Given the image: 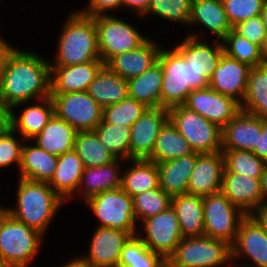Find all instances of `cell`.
<instances>
[{
  "mask_svg": "<svg viewBox=\"0 0 267 267\" xmlns=\"http://www.w3.org/2000/svg\"><path fill=\"white\" fill-rule=\"evenodd\" d=\"M0 96L14 111L32 99L51 96V66L37 53L16 49L10 56L0 84Z\"/></svg>",
  "mask_w": 267,
  "mask_h": 267,
  "instance_id": "obj_1",
  "label": "cell"
},
{
  "mask_svg": "<svg viewBox=\"0 0 267 267\" xmlns=\"http://www.w3.org/2000/svg\"><path fill=\"white\" fill-rule=\"evenodd\" d=\"M17 205L7 208V213L25 225L45 234L63 200L48 182L19 178Z\"/></svg>",
  "mask_w": 267,
  "mask_h": 267,
  "instance_id": "obj_2",
  "label": "cell"
},
{
  "mask_svg": "<svg viewBox=\"0 0 267 267\" xmlns=\"http://www.w3.org/2000/svg\"><path fill=\"white\" fill-rule=\"evenodd\" d=\"M59 36L56 59L50 66H70L90 61H102L98 47L97 27L94 17L70 13Z\"/></svg>",
  "mask_w": 267,
  "mask_h": 267,
  "instance_id": "obj_3",
  "label": "cell"
},
{
  "mask_svg": "<svg viewBox=\"0 0 267 267\" xmlns=\"http://www.w3.org/2000/svg\"><path fill=\"white\" fill-rule=\"evenodd\" d=\"M162 67L161 107L183 105L193 90L209 87V80L193 68L173 48H161L158 60Z\"/></svg>",
  "mask_w": 267,
  "mask_h": 267,
  "instance_id": "obj_4",
  "label": "cell"
},
{
  "mask_svg": "<svg viewBox=\"0 0 267 267\" xmlns=\"http://www.w3.org/2000/svg\"><path fill=\"white\" fill-rule=\"evenodd\" d=\"M43 237L6 212L0 219V263L28 267L37 256Z\"/></svg>",
  "mask_w": 267,
  "mask_h": 267,
  "instance_id": "obj_5",
  "label": "cell"
},
{
  "mask_svg": "<svg viewBox=\"0 0 267 267\" xmlns=\"http://www.w3.org/2000/svg\"><path fill=\"white\" fill-rule=\"evenodd\" d=\"M169 120L197 153H215L222 149V129L184 105L168 108Z\"/></svg>",
  "mask_w": 267,
  "mask_h": 267,
  "instance_id": "obj_6",
  "label": "cell"
},
{
  "mask_svg": "<svg viewBox=\"0 0 267 267\" xmlns=\"http://www.w3.org/2000/svg\"><path fill=\"white\" fill-rule=\"evenodd\" d=\"M86 204L99 220V227H107L137 235L133 198L122 188L104 191L88 200Z\"/></svg>",
  "mask_w": 267,
  "mask_h": 267,
  "instance_id": "obj_7",
  "label": "cell"
},
{
  "mask_svg": "<svg viewBox=\"0 0 267 267\" xmlns=\"http://www.w3.org/2000/svg\"><path fill=\"white\" fill-rule=\"evenodd\" d=\"M172 260L180 267H219L230 265L231 245L208 236L183 237ZM230 263V264H229Z\"/></svg>",
  "mask_w": 267,
  "mask_h": 267,
  "instance_id": "obj_8",
  "label": "cell"
},
{
  "mask_svg": "<svg viewBox=\"0 0 267 267\" xmlns=\"http://www.w3.org/2000/svg\"><path fill=\"white\" fill-rule=\"evenodd\" d=\"M220 191L203 197L204 235L232 245L241 221L246 217Z\"/></svg>",
  "mask_w": 267,
  "mask_h": 267,
  "instance_id": "obj_9",
  "label": "cell"
},
{
  "mask_svg": "<svg viewBox=\"0 0 267 267\" xmlns=\"http://www.w3.org/2000/svg\"><path fill=\"white\" fill-rule=\"evenodd\" d=\"M94 19L100 58L105 64L115 55L132 51L147 39L132 24L119 17L106 14Z\"/></svg>",
  "mask_w": 267,
  "mask_h": 267,
  "instance_id": "obj_10",
  "label": "cell"
},
{
  "mask_svg": "<svg viewBox=\"0 0 267 267\" xmlns=\"http://www.w3.org/2000/svg\"><path fill=\"white\" fill-rule=\"evenodd\" d=\"M54 114L77 131H93L103 120V108L86 92L51 94Z\"/></svg>",
  "mask_w": 267,
  "mask_h": 267,
  "instance_id": "obj_11",
  "label": "cell"
},
{
  "mask_svg": "<svg viewBox=\"0 0 267 267\" xmlns=\"http://www.w3.org/2000/svg\"><path fill=\"white\" fill-rule=\"evenodd\" d=\"M142 230L137 235L148 249L164 257H171L183 239L175 210L170 206L163 212L141 222Z\"/></svg>",
  "mask_w": 267,
  "mask_h": 267,
  "instance_id": "obj_12",
  "label": "cell"
},
{
  "mask_svg": "<svg viewBox=\"0 0 267 267\" xmlns=\"http://www.w3.org/2000/svg\"><path fill=\"white\" fill-rule=\"evenodd\" d=\"M197 112L206 120L223 129L241 110V104L235 99L219 94L210 87L193 90L183 104Z\"/></svg>",
  "mask_w": 267,
  "mask_h": 267,
  "instance_id": "obj_13",
  "label": "cell"
},
{
  "mask_svg": "<svg viewBox=\"0 0 267 267\" xmlns=\"http://www.w3.org/2000/svg\"><path fill=\"white\" fill-rule=\"evenodd\" d=\"M169 120L168 109L148 108L130 127V160H149L160 130Z\"/></svg>",
  "mask_w": 267,
  "mask_h": 267,
  "instance_id": "obj_14",
  "label": "cell"
},
{
  "mask_svg": "<svg viewBox=\"0 0 267 267\" xmlns=\"http://www.w3.org/2000/svg\"><path fill=\"white\" fill-rule=\"evenodd\" d=\"M131 236L126 231L98 226L90 241L89 254L78 258L86 267H118L121 251Z\"/></svg>",
  "mask_w": 267,
  "mask_h": 267,
  "instance_id": "obj_15",
  "label": "cell"
},
{
  "mask_svg": "<svg viewBox=\"0 0 267 267\" xmlns=\"http://www.w3.org/2000/svg\"><path fill=\"white\" fill-rule=\"evenodd\" d=\"M241 255L251 259L253 267H267V233L251 215L241 221L236 239L231 245V261L238 257L240 259Z\"/></svg>",
  "mask_w": 267,
  "mask_h": 267,
  "instance_id": "obj_16",
  "label": "cell"
},
{
  "mask_svg": "<svg viewBox=\"0 0 267 267\" xmlns=\"http://www.w3.org/2000/svg\"><path fill=\"white\" fill-rule=\"evenodd\" d=\"M224 168L222 151L199 154L190 176L187 194L204 197L220 192Z\"/></svg>",
  "mask_w": 267,
  "mask_h": 267,
  "instance_id": "obj_17",
  "label": "cell"
},
{
  "mask_svg": "<svg viewBox=\"0 0 267 267\" xmlns=\"http://www.w3.org/2000/svg\"><path fill=\"white\" fill-rule=\"evenodd\" d=\"M263 130V118L240 110L222 129L221 150L254 152Z\"/></svg>",
  "mask_w": 267,
  "mask_h": 267,
  "instance_id": "obj_18",
  "label": "cell"
},
{
  "mask_svg": "<svg viewBox=\"0 0 267 267\" xmlns=\"http://www.w3.org/2000/svg\"><path fill=\"white\" fill-rule=\"evenodd\" d=\"M250 68L224 53L209 80V87L241 104L246 93Z\"/></svg>",
  "mask_w": 267,
  "mask_h": 267,
  "instance_id": "obj_19",
  "label": "cell"
},
{
  "mask_svg": "<svg viewBox=\"0 0 267 267\" xmlns=\"http://www.w3.org/2000/svg\"><path fill=\"white\" fill-rule=\"evenodd\" d=\"M260 179L239 173L223 172L221 192L248 216L263 203Z\"/></svg>",
  "mask_w": 267,
  "mask_h": 267,
  "instance_id": "obj_20",
  "label": "cell"
},
{
  "mask_svg": "<svg viewBox=\"0 0 267 267\" xmlns=\"http://www.w3.org/2000/svg\"><path fill=\"white\" fill-rule=\"evenodd\" d=\"M194 31L174 49L187 61L193 68L203 74L210 80L214 70L217 68L219 61L224 54L222 41L217 40L213 46L203 42L197 37Z\"/></svg>",
  "mask_w": 267,
  "mask_h": 267,
  "instance_id": "obj_21",
  "label": "cell"
},
{
  "mask_svg": "<svg viewBox=\"0 0 267 267\" xmlns=\"http://www.w3.org/2000/svg\"><path fill=\"white\" fill-rule=\"evenodd\" d=\"M104 65L103 61H90L70 66H51V94L87 91Z\"/></svg>",
  "mask_w": 267,
  "mask_h": 267,
  "instance_id": "obj_22",
  "label": "cell"
},
{
  "mask_svg": "<svg viewBox=\"0 0 267 267\" xmlns=\"http://www.w3.org/2000/svg\"><path fill=\"white\" fill-rule=\"evenodd\" d=\"M161 46L147 38L140 46L112 57L106 65L116 74L128 80L139 76L158 60Z\"/></svg>",
  "mask_w": 267,
  "mask_h": 267,
  "instance_id": "obj_23",
  "label": "cell"
},
{
  "mask_svg": "<svg viewBox=\"0 0 267 267\" xmlns=\"http://www.w3.org/2000/svg\"><path fill=\"white\" fill-rule=\"evenodd\" d=\"M200 153L156 163L159 172V187L171 197L187 194L190 176Z\"/></svg>",
  "mask_w": 267,
  "mask_h": 267,
  "instance_id": "obj_24",
  "label": "cell"
},
{
  "mask_svg": "<svg viewBox=\"0 0 267 267\" xmlns=\"http://www.w3.org/2000/svg\"><path fill=\"white\" fill-rule=\"evenodd\" d=\"M202 25L222 40L232 29L222 0H192L191 15L188 25Z\"/></svg>",
  "mask_w": 267,
  "mask_h": 267,
  "instance_id": "obj_25",
  "label": "cell"
},
{
  "mask_svg": "<svg viewBox=\"0 0 267 267\" xmlns=\"http://www.w3.org/2000/svg\"><path fill=\"white\" fill-rule=\"evenodd\" d=\"M84 165L77 153L72 150L58 156V165L48 184L65 201L75 198Z\"/></svg>",
  "mask_w": 267,
  "mask_h": 267,
  "instance_id": "obj_26",
  "label": "cell"
},
{
  "mask_svg": "<svg viewBox=\"0 0 267 267\" xmlns=\"http://www.w3.org/2000/svg\"><path fill=\"white\" fill-rule=\"evenodd\" d=\"M23 144L19 178L49 182L58 165V156L40 148L35 142Z\"/></svg>",
  "mask_w": 267,
  "mask_h": 267,
  "instance_id": "obj_27",
  "label": "cell"
},
{
  "mask_svg": "<svg viewBox=\"0 0 267 267\" xmlns=\"http://www.w3.org/2000/svg\"><path fill=\"white\" fill-rule=\"evenodd\" d=\"M120 160L116 159L107 165L84 168L77 192H82L80 194L85 201L104 191L121 187Z\"/></svg>",
  "mask_w": 267,
  "mask_h": 267,
  "instance_id": "obj_28",
  "label": "cell"
},
{
  "mask_svg": "<svg viewBox=\"0 0 267 267\" xmlns=\"http://www.w3.org/2000/svg\"><path fill=\"white\" fill-rule=\"evenodd\" d=\"M102 108L121 102L129 97L128 82L106 64L86 91Z\"/></svg>",
  "mask_w": 267,
  "mask_h": 267,
  "instance_id": "obj_29",
  "label": "cell"
},
{
  "mask_svg": "<svg viewBox=\"0 0 267 267\" xmlns=\"http://www.w3.org/2000/svg\"><path fill=\"white\" fill-rule=\"evenodd\" d=\"M53 115L54 103L51 97H47L26 107L19 117L11 111V127L16 133L19 131L25 141L31 140L42 131Z\"/></svg>",
  "mask_w": 267,
  "mask_h": 267,
  "instance_id": "obj_30",
  "label": "cell"
},
{
  "mask_svg": "<svg viewBox=\"0 0 267 267\" xmlns=\"http://www.w3.org/2000/svg\"><path fill=\"white\" fill-rule=\"evenodd\" d=\"M77 130L55 114L32 140L46 152L60 156L74 150Z\"/></svg>",
  "mask_w": 267,
  "mask_h": 267,
  "instance_id": "obj_31",
  "label": "cell"
},
{
  "mask_svg": "<svg viewBox=\"0 0 267 267\" xmlns=\"http://www.w3.org/2000/svg\"><path fill=\"white\" fill-rule=\"evenodd\" d=\"M171 206L175 210L183 237L204 235L203 197L181 194L173 196Z\"/></svg>",
  "mask_w": 267,
  "mask_h": 267,
  "instance_id": "obj_32",
  "label": "cell"
},
{
  "mask_svg": "<svg viewBox=\"0 0 267 267\" xmlns=\"http://www.w3.org/2000/svg\"><path fill=\"white\" fill-rule=\"evenodd\" d=\"M162 81V67L157 61L139 76L127 80L129 97L149 108L161 107Z\"/></svg>",
  "mask_w": 267,
  "mask_h": 267,
  "instance_id": "obj_33",
  "label": "cell"
},
{
  "mask_svg": "<svg viewBox=\"0 0 267 267\" xmlns=\"http://www.w3.org/2000/svg\"><path fill=\"white\" fill-rule=\"evenodd\" d=\"M132 163L121 172V188L130 197L159 187V172L155 162L149 160H129Z\"/></svg>",
  "mask_w": 267,
  "mask_h": 267,
  "instance_id": "obj_34",
  "label": "cell"
},
{
  "mask_svg": "<svg viewBox=\"0 0 267 267\" xmlns=\"http://www.w3.org/2000/svg\"><path fill=\"white\" fill-rule=\"evenodd\" d=\"M241 110L267 119V65L250 68Z\"/></svg>",
  "mask_w": 267,
  "mask_h": 267,
  "instance_id": "obj_35",
  "label": "cell"
},
{
  "mask_svg": "<svg viewBox=\"0 0 267 267\" xmlns=\"http://www.w3.org/2000/svg\"><path fill=\"white\" fill-rule=\"evenodd\" d=\"M188 141L168 120L156 138L155 146L149 161L161 163L193 153Z\"/></svg>",
  "mask_w": 267,
  "mask_h": 267,
  "instance_id": "obj_36",
  "label": "cell"
},
{
  "mask_svg": "<svg viewBox=\"0 0 267 267\" xmlns=\"http://www.w3.org/2000/svg\"><path fill=\"white\" fill-rule=\"evenodd\" d=\"M74 151L82 160L84 167H98L116 160L94 131H77Z\"/></svg>",
  "mask_w": 267,
  "mask_h": 267,
  "instance_id": "obj_37",
  "label": "cell"
},
{
  "mask_svg": "<svg viewBox=\"0 0 267 267\" xmlns=\"http://www.w3.org/2000/svg\"><path fill=\"white\" fill-rule=\"evenodd\" d=\"M93 131L116 159L130 160V127L102 120Z\"/></svg>",
  "mask_w": 267,
  "mask_h": 267,
  "instance_id": "obj_38",
  "label": "cell"
},
{
  "mask_svg": "<svg viewBox=\"0 0 267 267\" xmlns=\"http://www.w3.org/2000/svg\"><path fill=\"white\" fill-rule=\"evenodd\" d=\"M221 41L224 53L228 57L249 67L263 64L260 46L240 36L233 29Z\"/></svg>",
  "mask_w": 267,
  "mask_h": 267,
  "instance_id": "obj_39",
  "label": "cell"
},
{
  "mask_svg": "<svg viewBox=\"0 0 267 267\" xmlns=\"http://www.w3.org/2000/svg\"><path fill=\"white\" fill-rule=\"evenodd\" d=\"M224 156V172L239 173L261 178L266 162L250 151L221 150Z\"/></svg>",
  "mask_w": 267,
  "mask_h": 267,
  "instance_id": "obj_40",
  "label": "cell"
},
{
  "mask_svg": "<svg viewBox=\"0 0 267 267\" xmlns=\"http://www.w3.org/2000/svg\"><path fill=\"white\" fill-rule=\"evenodd\" d=\"M162 258L148 249L138 235H133L121 251L118 267H156Z\"/></svg>",
  "mask_w": 267,
  "mask_h": 267,
  "instance_id": "obj_41",
  "label": "cell"
},
{
  "mask_svg": "<svg viewBox=\"0 0 267 267\" xmlns=\"http://www.w3.org/2000/svg\"><path fill=\"white\" fill-rule=\"evenodd\" d=\"M172 197L160 187L147 190L133 197V209L137 223L165 211L171 206Z\"/></svg>",
  "mask_w": 267,
  "mask_h": 267,
  "instance_id": "obj_42",
  "label": "cell"
},
{
  "mask_svg": "<svg viewBox=\"0 0 267 267\" xmlns=\"http://www.w3.org/2000/svg\"><path fill=\"white\" fill-rule=\"evenodd\" d=\"M145 104L130 97L103 108V120L109 124L131 127L148 109Z\"/></svg>",
  "mask_w": 267,
  "mask_h": 267,
  "instance_id": "obj_43",
  "label": "cell"
},
{
  "mask_svg": "<svg viewBox=\"0 0 267 267\" xmlns=\"http://www.w3.org/2000/svg\"><path fill=\"white\" fill-rule=\"evenodd\" d=\"M191 7L192 0H151L142 17L152 14L187 26L191 15Z\"/></svg>",
  "mask_w": 267,
  "mask_h": 267,
  "instance_id": "obj_44",
  "label": "cell"
},
{
  "mask_svg": "<svg viewBox=\"0 0 267 267\" xmlns=\"http://www.w3.org/2000/svg\"><path fill=\"white\" fill-rule=\"evenodd\" d=\"M266 0H222L232 27L247 19L261 15Z\"/></svg>",
  "mask_w": 267,
  "mask_h": 267,
  "instance_id": "obj_45",
  "label": "cell"
},
{
  "mask_svg": "<svg viewBox=\"0 0 267 267\" xmlns=\"http://www.w3.org/2000/svg\"><path fill=\"white\" fill-rule=\"evenodd\" d=\"M16 132L12 127L0 133V168L16 164L20 168L23 138L16 139Z\"/></svg>",
  "mask_w": 267,
  "mask_h": 267,
  "instance_id": "obj_46",
  "label": "cell"
},
{
  "mask_svg": "<svg viewBox=\"0 0 267 267\" xmlns=\"http://www.w3.org/2000/svg\"><path fill=\"white\" fill-rule=\"evenodd\" d=\"M233 30L240 36L246 38L250 42L262 46L267 35L261 15L247 19L236 24Z\"/></svg>",
  "mask_w": 267,
  "mask_h": 267,
  "instance_id": "obj_47",
  "label": "cell"
},
{
  "mask_svg": "<svg viewBox=\"0 0 267 267\" xmlns=\"http://www.w3.org/2000/svg\"><path fill=\"white\" fill-rule=\"evenodd\" d=\"M122 1L123 0H89L87 8L83 11L79 10V12L90 17L106 15L105 12H109V10L114 11L121 9Z\"/></svg>",
  "mask_w": 267,
  "mask_h": 267,
  "instance_id": "obj_48",
  "label": "cell"
},
{
  "mask_svg": "<svg viewBox=\"0 0 267 267\" xmlns=\"http://www.w3.org/2000/svg\"><path fill=\"white\" fill-rule=\"evenodd\" d=\"M16 49H17L16 47L14 48L11 44L6 42L5 40L0 44V84L3 79V75L6 69L7 62L11 54Z\"/></svg>",
  "mask_w": 267,
  "mask_h": 267,
  "instance_id": "obj_49",
  "label": "cell"
},
{
  "mask_svg": "<svg viewBox=\"0 0 267 267\" xmlns=\"http://www.w3.org/2000/svg\"><path fill=\"white\" fill-rule=\"evenodd\" d=\"M253 153L267 163V119H263V130Z\"/></svg>",
  "mask_w": 267,
  "mask_h": 267,
  "instance_id": "obj_50",
  "label": "cell"
},
{
  "mask_svg": "<svg viewBox=\"0 0 267 267\" xmlns=\"http://www.w3.org/2000/svg\"><path fill=\"white\" fill-rule=\"evenodd\" d=\"M11 127V108L0 96V133L5 132Z\"/></svg>",
  "mask_w": 267,
  "mask_h": 267,
  "instance_id": "obj_51",
  "label": "cell"
},
{
  "mask_svg": "<svg viewBox=\"0 0 267 267\" xmlns=\"http://www.w3.org/2000/svg\"><path fill=\"white\" fill-rule=\"evenodd\" d=\"M151 0H123L122 8H129L137 12L140 17L147 11Z\"/></svg>",
  "mask_w": 267,
  "mask_h": 267,
  "instance_id": "obj_52",
  "label": "cell"
},
{
  "mask_svg": "<svg viewBox=\"0 0 267 267\" xmlns=\"http://www.w3.org/2000/svg\"><path fill=\"white\" fill-rule=\"evenodd\" d=\"M251 216L258 222V224L267 233V202H263Z\"/></svg>",
  "mask_w": 267,
  "mask_h": 267,
  "instance_id": "obj_53",
  "label": "cell"
},
{
  "mask_svg": "<svg viewBox=\"0 0 267 267\" xmlns=\"http://www.w3.org/2000/svg\"><path fill=\"white\" fill-rule=\"evenodd\" d=\"M261 193L263 196V202H267V163L265 165L263 174L260 179Z\"/></svg>",
  "mask_w": 267,
  "mask_h": 267,
  "instance_id": "obj_54",
  "label": "cell"
},
{
  "mask_svg": "<svg viewBox=\"0 0 267 267\" xmlns=\"http://www.w3.org/2000/svg\"><path fill=\"white\" fill-rule=\"evenodd\" d=\"M156 267H180L178 266L171 257H164L160 260Z\"/></svg>",
  "mask_w": 267,
  "mask_h": 267,
  "instance_id": "obj_55",
  "label": "cell"
},
{
  "mask_svg": "<svg viewBox=\"0 0 267 267\" xmlns=\"http://www.w3.org/2000/svg\"><path fill=\"white\" fill-rule=\"evenodd\" d=\"M260 48H261V58H262L263 64L267 65V35Z\"/></svg>",
  "mask_w": 267,
  "mask_h": 267,
  "instance_id": "obj_56",
  "label": "cell"
},
{
  "mask_svg": "<svg viewBox=\"0 0 267 267\" xmlns=\"http://www.w3.org/2000/svg\"><path fill=\"white\" fill-rule=\"evenodd\" d=\"M62 267H86V266L80 261V259L77 256V258H75L74 260L69 261V263L65 265H62Z\"/></svg>",
  "mask_w": 267,
  "mask_h": 267,
  "instance_id": "obj_57",
  "label": "cell"
},
{
  "mask_svg": "<svg viewBox=\"0 0 267 267\" xmlns=\"http://www.w3.org/2000/svg\"><path fill=\"white\" fill-rule=\"evenodd\" d=\"M261 17H262V21H263V24H264L266 32H267V0L264 3V6H263V9L261 12Z\"/></svg>",
  "mask_w": 267,
  "mask_h": 267,
  "instance_id": "obj_58",
  "label": "cell"
},
{
  "mask_svg": "<svg viewBox=\"0 0 267 267\" xmlns=\"http://www.w3.org/2000/svg\"><path fill=\"white\" fill-rule=\"evenodd\" d=\"M7 212V208L0 206V219L4 216Z\"/></svg>",
  "mask_w": 267,
  "mask_h": 267,
  "instance_id": "obj_59",
  "label": "cell"
},
{
  "mask_svg": "<svg viewBox=\"0 0 267 267\" xmlns=\"http://www.w3.org/2000/svg\"><path fill=\"white\" fill-rule=\"evenodd\" d=\"M0 267H13V266L8 265V264H4V263H0Z\"/></svg>",
  "mask_w": 267,
  "mask_h": 267,
  "instance_id": "obj_60",
  "label": "cell"
},
{
  "mask_svg": "<svg viewBox=\"0 0 267 267\" xmlns=\"http://www.w3.org/2000/svg\"><path fill=\"white\" fill-rule=\"evenodd\" d=\"M3 41H4L3 38H1V36H0V44H1Z\"/></svg>",
  "mask_w": 267,
  "mask_h": 267,
  "instance_id": "obj_61",
  "label": "cell"
}]
</instances>
